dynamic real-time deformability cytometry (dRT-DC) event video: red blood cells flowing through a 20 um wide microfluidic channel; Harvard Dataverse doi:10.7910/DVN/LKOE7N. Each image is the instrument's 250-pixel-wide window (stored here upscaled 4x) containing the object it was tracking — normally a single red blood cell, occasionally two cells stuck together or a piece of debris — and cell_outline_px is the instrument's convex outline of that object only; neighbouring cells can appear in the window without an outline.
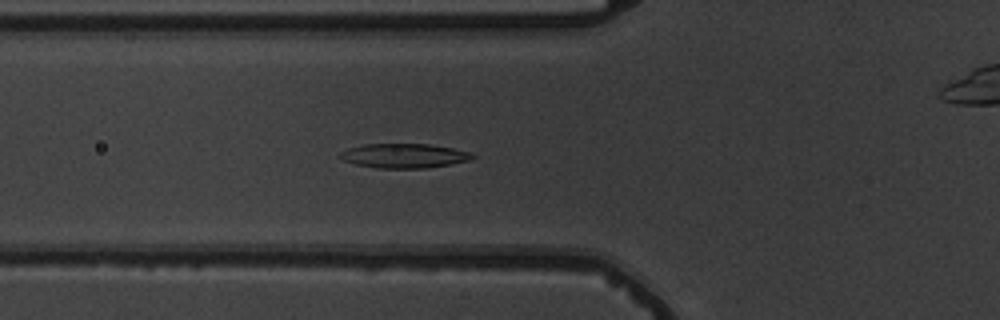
{"species": "common noctule bat (a hibernating species)", "species_latin": "Nyctalus noctula", "temperature_condition": "warm", "stored_images_in_passage": 7, "camera_frame_rate_fps": 3000, "um_per_image_px": 0.085, "animal": {"sex": "male", "body_mass_g": 19.5, "forearm_length_mm": 54.6}, "frame": {"image": 1, "passage_image": 6, "time_ms": 6.667, "image_size_px": [1000, 320], "cell_outline_px": [[476, 156], [468, 160], [452, 164], [428, 168], [376, 168], [356, 164], [344, 160], [340, 156], [340, 152], [348, 148], [364, 144], [428, 144], [452, 148], [468, 152]], "centroid_in_image_um": [34.34, 13.24], "position_along_channel_um": 91.5, "area_um2": 18.67}}